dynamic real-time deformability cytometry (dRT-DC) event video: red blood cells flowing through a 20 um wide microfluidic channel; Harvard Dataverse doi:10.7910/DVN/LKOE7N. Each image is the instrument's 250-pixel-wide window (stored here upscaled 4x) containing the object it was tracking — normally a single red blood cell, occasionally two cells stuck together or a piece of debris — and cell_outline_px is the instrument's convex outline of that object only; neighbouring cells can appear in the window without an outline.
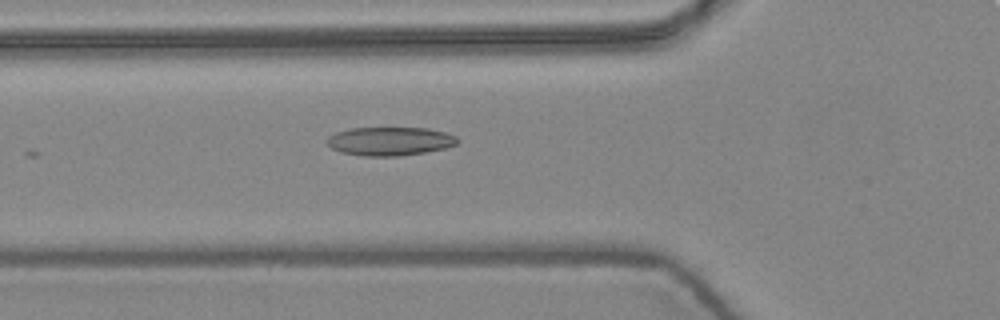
{"species": "common noctule bat (a hibernating species)", "species_latin": "Nyctalus noctula", "temperature_condition": "warm", "stored_images_in_passage": 6, "camera_frame_rate_fps": 3000, "um_per_image_px": 0.085, "animal": {"sex": "female", "body_mass_g": 24.6, "forearm_length_mm": 56.2}, "frame": {"image": 1, "passage_image": 6, "time_ms": 1.667, "image_size_px": [1000, 320], "cell_outline_px": [[460, 140], [456, 144], [444, 148], [424, 152], [400, 156], [364, 156], [340, 152], [332, 148], [324, 140], [328, 136], [336, 132], [352, 128], [428, 128], [444, 132], [456, 136]], "centroid_in_image_um": [33.12, 12.0], "position_along_channel_um": 92.7, "area_um2": 21.73}}